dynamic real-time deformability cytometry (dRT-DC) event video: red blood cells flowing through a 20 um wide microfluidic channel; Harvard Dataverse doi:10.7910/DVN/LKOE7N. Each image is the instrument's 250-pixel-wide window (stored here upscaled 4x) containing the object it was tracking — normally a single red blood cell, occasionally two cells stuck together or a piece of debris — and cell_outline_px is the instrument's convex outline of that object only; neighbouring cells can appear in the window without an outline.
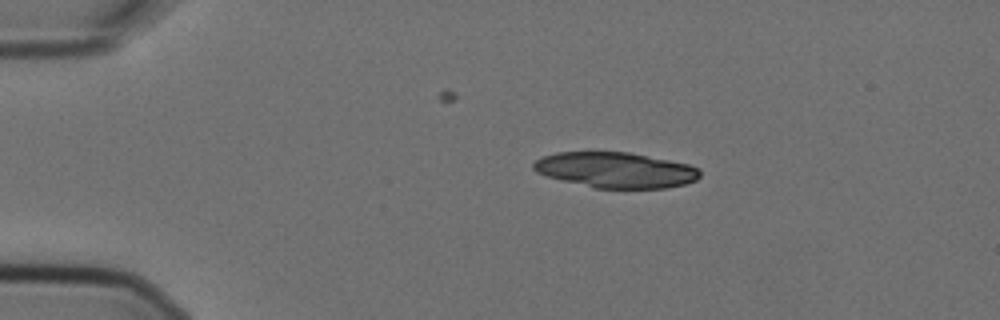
{"species": "Egyptian fruit bat (a non-hibernating species)", "species_latin": "Rousettus aegyptiacus", "temperature_condition": "cold", "stored_images_in_passage": 4, "camera_frame_rate_fps": 3000, "um_per_image_px": 0.085, "animal": {"sex": "female"}, "frame": {"image": 1, "passage_image": 1, "time_ms": 0.0, "image_size_px": [1000, 320], "cell_outline_px": [[700, 176], [696, 180], [684, 184], [668, 188], [596, 188], [548, 176], [536, 172], [532, 168], [532, 164], [536, 160], [544, 156], [556, 152], [628, 152], [688, 164], [700, 168]], "centroid_in_image_um": [52.35, 14.45], "position_along_channel_um": 32.7, "area_um2": 34.22}}